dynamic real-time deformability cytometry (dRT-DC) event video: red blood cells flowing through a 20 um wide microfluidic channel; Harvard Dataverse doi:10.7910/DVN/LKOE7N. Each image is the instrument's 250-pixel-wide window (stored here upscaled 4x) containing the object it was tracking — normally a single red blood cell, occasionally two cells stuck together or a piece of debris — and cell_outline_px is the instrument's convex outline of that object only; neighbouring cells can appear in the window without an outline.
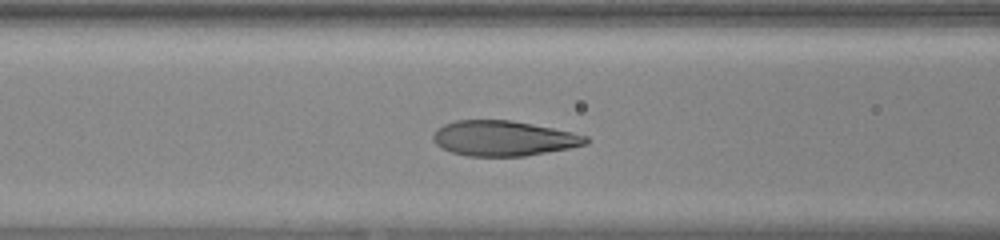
{"species": "human", "species_latin": "Homo sapiens", "temperature_condition": "warm", "stored_images_in_passage": 40, "camera_frame_rate_fps": 3000, "um_per_image_px": 0.085, "donor": {"sex": "female"}, "frame": {"image": 1, "passage_image": 14, "time_ms": 4.333, "image_size_px": [1000, 240], "cell_outline_px": [[588, 144], [568, 148], [524, 156], [468, 156], [452, 152], [436, 144], [432, 140], [432, 132], [436, 128], [444, 124], [456, 120], [512, 120], [572, 132], [588, 136]], "centroid_in_image_um": [42.77, 11.75], "position_along_channel_um": 123.8, "area_um2": 31.27}}
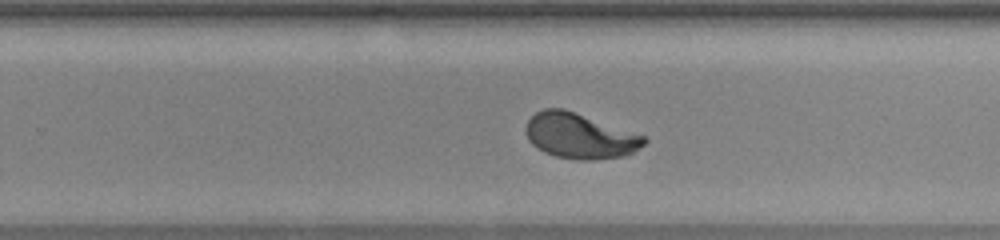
{"frame": {"image": 2, "passage_image": 26, "time_ms": 8.333, "image_size_px": [1000, 240], "cell_outline_px": [[648, 140], [644, 144], [632, 152], [624, 156], [596, 160], [576, 160], [556, 156], [544, 152], [536, 148], [528, 140], [524, 132], [524, 128], [528, 120], [536, 112], [544, 108], [564, 108], [644, 136]], "centroid_in_image_um": [49.23, 11.56], "position_along_channel_um": 280.6, "area_um2": 31.27}}
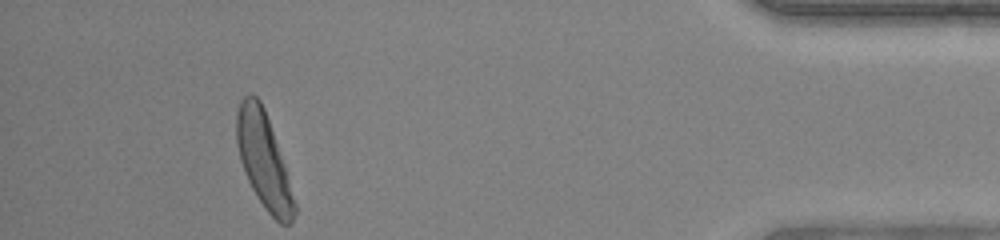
{"frame": {"image": 3, "passage_image": 40, "time_ms": 13.0, "image_size_px": [1000, 240], "cell_outline_px": [[296, 212], [292, 224], [280, 224], [264, 208], [256, 196], [244, 172], [240, 160], [236, 144], [236, 112], [240, 100], [244, 96], [252, 92], [260, 100], [264, 108], [296, 204]], "centroid_in_image_um": [22.37, 13.63], "position_along_channel_um": 412.8, "area_um2": 31.56}, "authors_computed_cell_mechanics": {"area_um2": 31.5299, "velocity_mm_per_s": 3.9271, "shape_relaxation_time_tau1_ms": 3.6069, "shape_relaxation_time_tau2_ms": null, "deformation_change_tau1": 0.2227, "deformation_change_tau2": null}}